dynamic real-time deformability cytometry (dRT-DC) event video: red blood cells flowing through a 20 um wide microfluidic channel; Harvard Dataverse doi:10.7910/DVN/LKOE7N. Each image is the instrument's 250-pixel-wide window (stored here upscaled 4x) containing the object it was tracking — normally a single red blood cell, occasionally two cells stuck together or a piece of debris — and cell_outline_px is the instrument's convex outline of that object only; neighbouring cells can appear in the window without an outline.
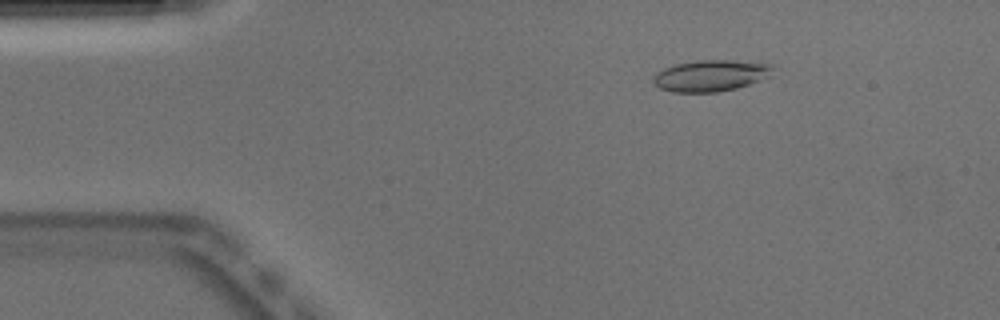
{"species": "Egyptian fruit bat (a non-hibernating species)", "species_latin": "Rousettus aegyptiacus", "temperature_condition": "warm", "stored_images_in_passage": 51, "camera_frame_rate_fps": 3000, "um_per_image_px": 0.085, "animal": {"sex": "male"}, "frame": {"image": 1, "passage_image": 8, "time_ms": 2.333, "image_size_px": [1000, 320], "cell_outline_px": [[772, 76], [736, 88], [716, 92], [672, 92], [660, 88], [652, 80], [656, 72], [664, 68], [676, 64], [696, 60], [732, 60], [772, 64]], "centroid_in_image_um": [60.41, 6.42], "position_along_channel_um": 24.6, "area_um2": 21.79}}
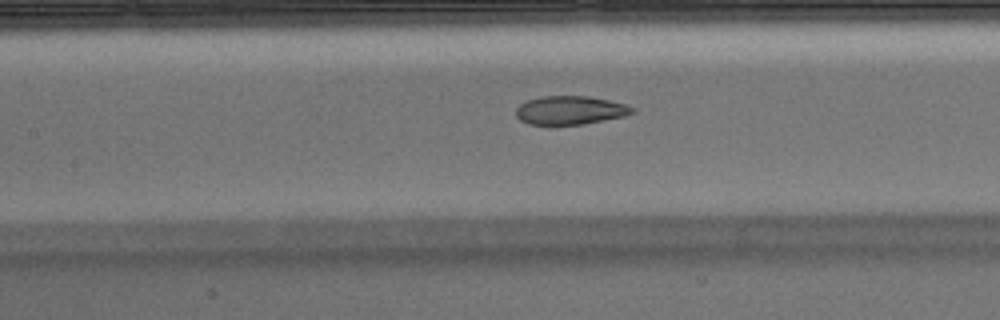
{"frame": {"image": 2, "passage_image": 23, "time_ms": 7.333, "image_size_px": [1000, 320], "cell_outline_px": [[636, 112], [624, 116], [584, 124], [528, 124], [520, 120], [516, 116], [516, 108], [520, 104], [528, 100], [540, 96], [588, 96], [608, 100], [624, 104], [636, 108]], "centroid_in_image_um": [48.47, 9.36], "position_along_channel_um": 158.9, "area_um2": 19.31}}
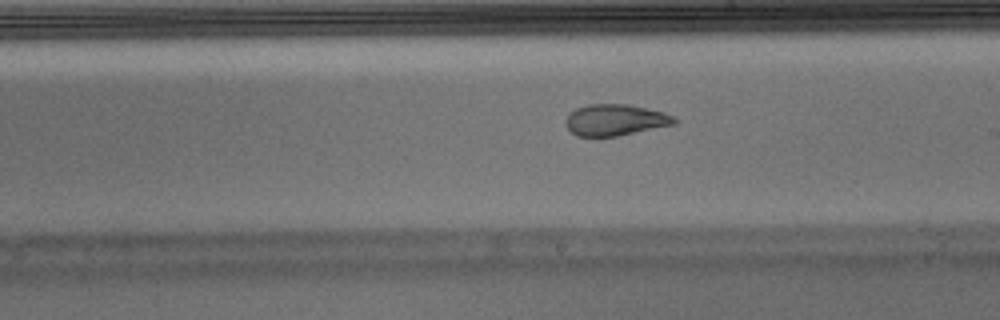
{"frame": {"image": 3, "passage_image": 29, "time_ms": 9.333, "image_size_px": [1000, 320], "cell_outline_px": [[676, 124], [616, 136], [576, 136], [564, 124], [564, 120], [576, 108], [588, 104], [628, 104], [664, 112], [672, 116], [676, 120]], "centroid_in_image_um": [52.28, 10.19], "position_along_channel_um": 236.7, "area_um2": 19.71}, "authors_computed_cell_mechanics": {"area_um2": 21.2126, "velocity_mm_per_s": 3.898, "shape_relaxation_time_tau1_ms": null, "shape_relaxation_time_tau2_ms": 1.7505, "deformation_change_tau1": null, "deformation_change_tau2": 0.0641}}